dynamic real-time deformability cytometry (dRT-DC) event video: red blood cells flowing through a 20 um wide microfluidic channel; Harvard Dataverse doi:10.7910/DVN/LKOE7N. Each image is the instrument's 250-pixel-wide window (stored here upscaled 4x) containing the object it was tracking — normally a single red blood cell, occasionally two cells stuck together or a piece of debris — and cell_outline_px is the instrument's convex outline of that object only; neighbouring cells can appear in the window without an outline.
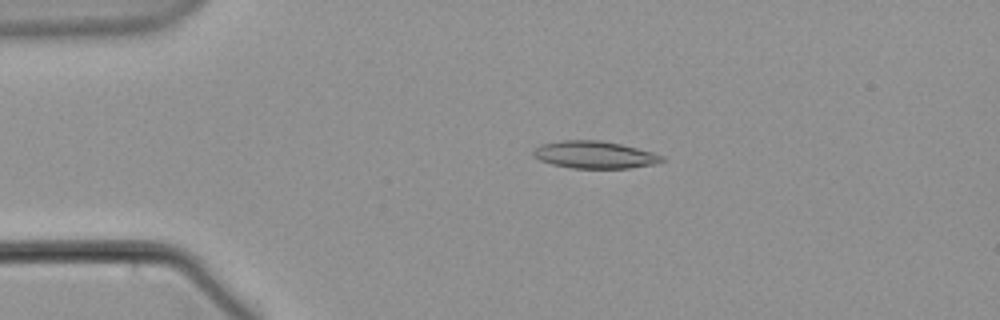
{"species": "common noctule bat (a hibernating species)", "species_latin": "Nyctalus noctula", "temperature_condition": "warm", "stored_images_in_passage": 57, "camera_frame_rate_fps": 3000, "um_per_image_px": 0.085, "animal": {"sex": "male", "body_mass_g": 21.5, "forearm_length_mm": 52.0}, "frame": {"image": 1, "passage_image": 12, "time_ms": 3.667, "image_size_px": [1000, 320], "cell_outline_px": [[664, 160], [656, 164], [628, 168], [572, 168], [552, 164], [540, 160], [532, 156], [532, 152], [536, 148], [544, 144], [564, 140], [600, 140], [620, 144], [652, 152], [664, 156]], "centroid_in_image_um": [50.55, 13.16], "position_along_channel_um": 34.5, "area_um2": 20.29}}
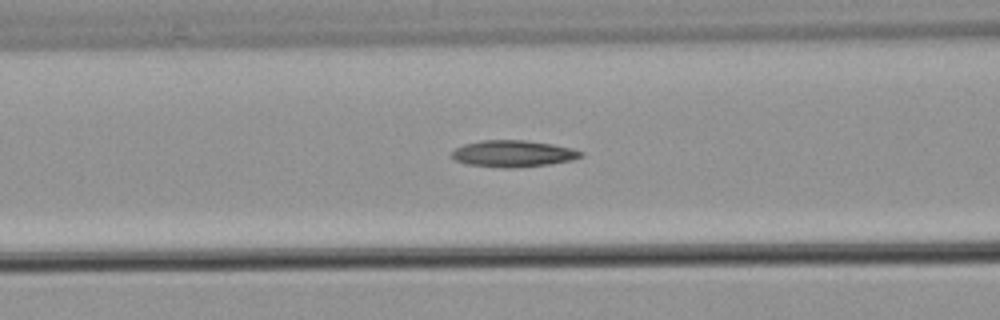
{"frame": {"image": 2, "passage_image": 23, "time_ms": 7.333, "image_size_px": [1000, 320], "cell_outline_px": [[584, 156], [572, 160], [548, 164], [512, 168], [500, 168], [464, 164], [448, 156], [456, 148], [464, 144], [480, 140], [524, 140], [552, 144], [572, 148], [584, 152]], "centroid_in_image_um": [43.59, 13.06], "position_along_channel_um": 123.0, "area_um2": 20.23}}
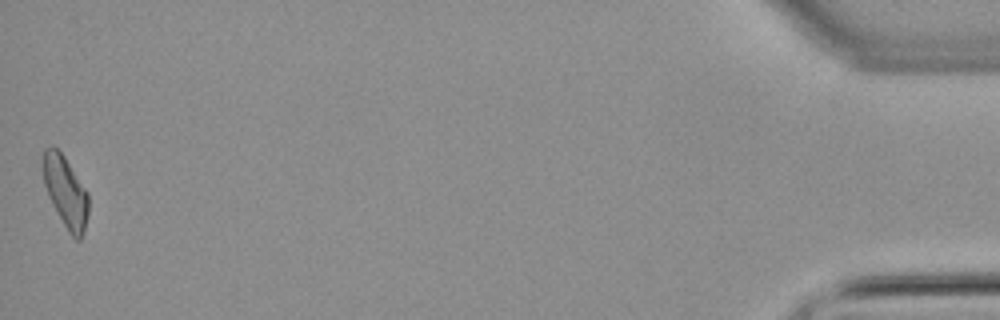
{"frame": {"image": 3, "passage_image": 57, "time_ms": 18.667, "image_size_px": [1000, 320], "cell_outline_px": [[88, 216], [80, 240], [76, 240], [68, 232], [52, 204], [48, 196], [44, 184], [40, 160], [44, 148], [52, 144], [64, 156], [88, 192]], "centroid_in_image_um": [5.53, 16.24], "position_along_channel_um": 429.7, "area_um2": 19.13}}